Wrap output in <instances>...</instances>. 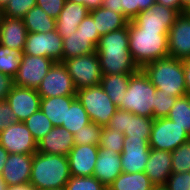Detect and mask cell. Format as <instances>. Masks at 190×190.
I'll use <instances>...</instances> for the list:
<instances>
[{
  "mask_svg": "<svg viewBox=\"0 0 190 190\" xmlns=\"http://www.w3.org/2000/svg\"><path fill=\"white\" fill-rule=\"evenodd\" d=\"M156 3L176 10L178 13L186 12V9L181 4V0H156Z\"/></svg>",
  "mask_w": 190,
  "mask_h": 190,
  "instance_id": "obj_47",
  "label": "cell"
},
{
  "mask_svg": "<svg viewBox=\"0 0 190 190\" xmlns=\"http://www.w3.org/2000/svg\"><path fill=\"white\" fill-rule=\"evenodd\" d=\"M76 98L88 113L90 120L102 127L109 125L111 117L118 109L100 84L77 90Z\"/></svg>",
  "mask_w": 190,
  "mask_h": 190,
  "instance_id": "obj_6",
  "label": "cell"
},
{
  "mask_svg": "<svg viewBox=\"0 0 190 190\" xmlns=\"http://www.w3.org/2000/svg\"><path fill=\"white\" fill-rule=\"evenodd\" d=\"M89 10L83 4L66 1L56 19V31L62 38H68L77 30L78 25L88 15Z\"/></svg>",
  "mask_w": 190,
  "mask_h": 190,
  "instance_id": "obj_23",
  "label": "cell"
},
{
  "mask_svg": "<svg viewBox=\"0 0 190 190\" xmlns=\"http://www.w3.org/2000/svg\"><path fill=\"white\" fill-rule=\"evenodd\" d=\"M27 34L23 19L3 16L0 26V45L23 51Z\"/></svg>",
  "mask_w": 190,
  "mask_h": 190,
  "instance_id": "obj_24",
  "label": "cell"
},
{
  "mask_svg": "<svg viewBox=\"0 0 190 190\" xmlns=\"http://www.w3.org/2000/svg\"><path fill=\"white\" fill-rule=\"evenodd\" d=\"M167 118L183 128L190 136V95L177 98Z\"/></svg>",
  "mask_w": 190,
  "mask_h": 190,
  "instance_id": "obj_32",
  "label": "cell"
},
{
  "mask_svg": "<svg viewBox=\"0 0 190 190\" xmlns=\"http://www.w3.org/2000/svg\"><path fill=\"white\" fill-rule=\"evenodd\" d=\"M33 154H9L1 178L7 187L30 183Z\"/></svg>",
  "mask_w": 190,
  "mask_h": 190,
  "instance_id": "obj_19",
  "label": "cell"
},
{
  "mask_svg": "<svg viewBox=\"0 0 190 190\" xmlns=\"http://www.w3.org/2000/svg\"><path fill=\"white\" fill-rule=\"evenodd\" d=\"M24 123L31 131L32 137L36 142L40 141L54 127L40 109L29 116Z\"/></svg>",
  "mask_w": 190,
  "mask_h": 190,
  "instance_id": "obj_34",
  "label": "cell"
},
{
  "mask_svg": "<svg viewBox=\"0 0 190 190\" xmlns=\"http://www.w3.org/2000/svg\"><path fill=\"white\" fill-rule=\"evenodd\" d=\"M178 14L176 10L156 3L141 11L133 21L143 30H169Z\"/></svg>",
  "mask_w": 190,
  "mask_h": 190,
  "instance_id": "obj_17",
  "label": "cell"
},
{
  "mask_svg": "<svg viewBox=\"0 0 190 190\" xmlns=\"http://www.w3.org/2000/svg\"><path fill=\"white\" fill-rule=\"evenodd\" d=\"M154 184L144 172L121 173L107 190H153Z\"/></svg>",
  "mask_w": 190,
  "mask_h": 190,
  "instance_id": "obj_30",
  "label": "cell"
},
{
  "mask_svg": "<svg viewBox=\"0 0 190 190\" xmlns=\"http://www.w3.org/2000/svg\"><path fill=\"white\" fill-rule=\"evenodd\" d=\"M183 70L188 95H190V59H183Z\"/></svg>",
  "mask_w": 190,
  "mask_h": 190,
  "instance_id": "obj_50",
  "label": "cell"
},
{
  "mask_svg": "<svg viewBox=\"0 0 190 190\" xmlns=\"http://www.w3.org/2000/svg\"><path fill=\"white\" fill-rule=\"evenodd\" d=\"M75 99L76 96L41 98L40 110L44 112L54 127H61L62 123H66L67 109Z\"/></svg>",
  "mask_w": 190,
  "mask_h": 190,
  "instance_id": "obj_26",
  "label": "cell"
},
{
  "mask_svg": "<svg viewBox=\"0 0 190 190\" xmlns=\"http://www.w3.org/2000/svg\"><path fill=\"white\" fill-rule=\"evenodd\" d=\"M7 189V185L4 182V180L0 177V190H6Z\"/></svg>",
  "mask_w": 190,
  "mask_h": 190,
  "instance_id": "obj_54",
  "label": "cell"
},
{
  "mask_svg": "<svg viewBox=\"0 0 190 190\" xmlns=\"http://www.w3.org/2000/svg\"><path fill=\"white\" fill-rule=\"evenodd\" d=\"M36 90L41 98L76 96L77 92L62 62H54Z\"/></svg>",
  "mask_w": 190,
  "mask_h": 190,
  "instance_id": "obj_9",
  "label": "cell"
},
{
  "mask_svg": "<svg viewBox=\"0 0 190 190\" xmlns=\"http://www.w3.org/2000/svg\"><path fill=\"white\" fill-rule=\"evenodd\" d=\"M76 32H80L84 36L90 37L96 45L98 44L100 35L98 30H96L94 19L90 13H88V15L78 25Z\"/></svg>",
  "mask_w": 190,
  "mask_h": 190,
  "instance_id": "obj_43",
  "label": "cell"
},
{
  "mask_svg": "<svg viewBox=\"0 0 190 190\" xmlns=\"http://www.w3.org/2000/svg\"><path fill=\"white\" fill-rule=\"evenodd\" d=\"M15 122L14 114L7 100L0 101V132L9 124Z\"/></svg>",
  "mask_w": 190,
  "mask_h": 190,
  "instance_id": "obj_45",
  "label": "cell"
},
{
  "mask_svg": "<svg viewBox=\"0 0 190 190\" xmlns=\"http://www.w3.org/2000/svg\"><path fill=\"white\" fill-rule=\"evenodd\" d=\"M6 190H37L31 183L18 184L7 187Z\"/></svg>",
  "mask_w": 190,
  "mask_h": 190,
  "instance_id": "obj_52",
  "label": "cell"
},
{
  "mask_svg": "<svg viewBox=\"0 0 190 190\" xmlns=\"http://www.w3.org/2000/svg\"><path fill=\"white\" fill-rule=\"evenodd\" d=\"M62 42V61L64 59L96 52L97 45L90 37L84 36L80 32L75 31L68 38H63Z\"/></svg>",
  "mask_w": 190,
  "mask_h": 190,
  "instance_id": "obj_28",
  "label": "cell"
},
{
  "mask_svg": "<svg viewBox=\"0 0 190 190\" xmlns=\"http://www.w3.org/2000/svg\"><path fill=\"white\" fill-rule=\"evenodd\" d=\"M23 21L28 33H46L56 30V19L50 17L37 5L27 12Z\"/></svg>",
  "mask_w": 190,
  "mask_h": 190,
  "instance_id": "obj_29",
  "label": "cell"
},
{
  "mask_svg": "<svg viewBox=\"0 0 190 190\" xmlns=\"http://www.w3.org/2000/svg\"><path fill=\"white\" fill-rule=\"evenodd\" d=\"M135 73L103 75L100 85L112 102L119 107L123 102V95L128 89L130 77Z\"/></svg>",
  "mask_w": 190,
  "mask_h": 190,
  "instance_id": "obj_27",
  "label": "cell"
},
{
  "mask_svg": "<svg viewBox=\"0 0 190 190\" xmlns=\"http://www.w3.org/2000/svg\"><path fill=\"white\" fill-rule=\"evenodd\" d=\"M153 122V118L142 117L118 108L111 117L108 126L112 130L123 133L125 136H131V138L150 140Z\"/></svg>",
  "mask_w": 190,
  "mask_h": 190,
  "instance_id": "obj_13",
  "label": "cell"
},
{
  "mask_svg": "<svg viewBox=\"0 0 190 190\" xmlns=\"http://www.w3.org/2000/svg\"><path fill=\"white\" fill-rule=\"evenodd\" d=\"M121 173L120 155L111 149L99 148L93 176L108 188Z\"/></svg>",
  "mask_w": 190,
  "mask_h": 190,
  "instance_id": "obj_21",
  "label": "cell"
},
{
  "mask_svg": "<svg viewBox=\"0 0 190 190\" xmlns=\"http://www.w3.org/2000/svg\"><path fill=\"white\" fill-rule=\"evenodd\" d=\"M149 140L125 136L123 151L120 154L123 173H138L145 171L149 158Z\"/></svg>",
  "mask_w": 190,
  "mask_h": 190,
  "instance_id": "obj_14",
  "label": "cell"
},
{
  "mask_svg": "<svg viewBox=\"0 0 190 190\" xmlns=\"http://www.w3.org/2000/svg\"><path fill=\"white\" fill-rule=\"evenodd\" d=\"M154 4L156 0H121V10L129 20H133L141 11Z\"/></svg>",
  "mask_w": 190,
  "mask_h": 190,
  "instance_id": "obj_41",
  "label": "cell"
},
{
  "mask_svg": "<svg viewBox=\"0 0 190 190\" xmlns=\"http://www.w3.org/2000/svg\"><path fill=\"white\" fill-rule=\"evenodd\" d=\"M181 4L187 10L190 6V0H181Z\"/></svg>",
  "mask_w": 190,
  "mask_h": 190,
  "instance_id": "obj_53",
  "label": "cell"
},
{
  "mask_svg": "<svg viewBox=\"0 0 190 190\" xmlns=\"http://www.w3.org/2000/svg\"><path fill=\"white\" fill-rule=\"evenodd\" d=\"M6 100L11 107L15 121L24 122L40 109L41 97L34 88L13 85Z\"/></svg>",
  "mask_w": 190,
  "mask_h": 190,
  "instance_id": "obj_16",
  "label": "cell"
},
{
  "mask_svg": "<svg viewBox=\"0 0 190 190\" xmlns=\"http://www.w3.org/2000/svg\"><path fill=\"white\" fill-rule=\"evenodd\" d=\"M3 18V9L0 8V26Z\"/></svg>",
  "mask_w": 190,
  "mask_h": 190,
  "instance_id": "obj_57",
  "label": "cell"
},
{
  "mask_svg": "<svg viewBox=\"0 0 190 190\" xmlns=\"http://www.w3.org/2000/svg\"><path fill=\"white\" fill-rule=\"evenodd\" d=\"M176 100L177 97H173V95L166 94L164 91L156 88L153 119L167 117Z\"/></svg>",
  "mask_w": 190,
  "mask_h": 190,
  "instance_id": "obj_38",
  "label": "cell"
},
{
  "mask_svg": "<svg viewBox=\"0 0 190 190\" xmlns=\"http://www.w3.org/2000/svg\"><path fill=\"white\" fill-rule=\"evenodd\" d=\"M124 137L123 133L112 130L109 126L102 127L99 148L111 149L120 155L123 151Z\"/></svg>",
  "mask_w": 190,
  "mask_h": 190,
  "instance_id": "obj_37",
  "label": "cell"
},
{
  "mask_svg": "<svg viewBox=\"0 0 190 190\" xmlns=\"http://www.w3.org/2000/svg\"><path fill=\"white\" fill-rule=\"evenodd\" d=\"M142 70L151 83L173 97L188 95L183 70V59L166 57L147 63Z\"/></svg>",
  "mask_w": 190,
  "mask_h": 190,
  "instance_id": "obj_4",
  "label": "cell"
},
{
  "mask_svg": "<svg viewBox=\"0 0 190 190\" xmlns=\"http://www.w3.org/2000/svg\"><path fill=\"white\" fill-rule=\"evenodd\" d=\"M10 0H0V8L3 9Z\"/></svg>",
  "mask_w": 190,
  "mask_h": 190,
  "instance_id": "obj_56",
  "label": "cell"
},
{
  "mask_svg": "<svg viewBox=\"0 0 190 190\" xmlns=\"http://www.w3.org/2000/svg\"><path fill=\"white\" fill-rule=\"evenodd\" d=\"M63 38L57 31L28 33L23 53L31 56L51 58L54 62H62Z\"/></svg>",
  "mask_w": 190,
  "mask_h": 190,
  "instance_id": "obj_10",
  "label": "cell"
},
{
  "mask_svg": "<svg viewBox=\"0 0 190 190\" xmlns=\"http://www.w3.org/2000/svg\"><path fill=\"white\" fill-rule=\"evenodd\" d=\"M65 190H107V188L94 176H71Z\"/></svg>",
  "mask_w": 190,
  "mask_h": 190,
  "instance_id": "obj_39",
  "label": "cell"
},
{
  "mask_svg": "<svg viewBox=\"0 0 190 190\" xmlns=\"http://www.w3.org/2000/svg\"><path fill=\"white\" fill-rule=\"evenodd\" d=\"M156 87L142 69L130 77L123 102L118 107L133 114L153 118Z\"/></svg>",
  "mask_w": 190,
  "mask_h": 190,
  "instance_id": "obj_5",
  "label": "cell"
},
{
  "mask_svg": "<svg viewBox=\"0 0 190 190\" xmlns=\"http://www.w3.org/2000/svg\"><path fill=\"white\" fill-rule=\"evenodd\" d=\"M74 145V135L66 128L56 126L37 142V151L68 156Z\"/></svg>",
  "mask_w": 190,
  "mask_h": 190,
  "instance_id": "obj_20",
  "label": "cell"
},
{
  "mask_svg": "<svg viewBox=\"0 0 190 190\" xmlns=\"http://www.w3.org/2000/svg\"><path fill=\"white\" fill-rule=\"evenodd\" d=\"M71 177L68 156L33 154L30 183L37 190L65 189Z\"/></svg>",
  "mask_w": 190,
  "mask_h": 190,
  "instance_id": "obj_3",
  "label": "cell"
},
{
  "mask_svg": "<svg viewBox=\"0 0 190 190\" xmlns=\"http://www.w3.org/2000/svg\"><path fill=\"white\" fill-rule=\"evenodd\" d=\"M89 13L94 19L96 30H98L100 36L111 31L122 29L126 27L130 21L124 14H118L103 6L91 10Z\"/></svg>",
  "mask_w": 190,
  "mask_h": 190,
  "instance_id": "obj_25",
  "label": "cell"
},
{
  "mask_svg": "<svg viewBox=\"0 0 190 190\" xmlns=\"http://www.w3.org/2000/svg\"><path fill=\"white\" fill-rule=\"evenodd\" d=\"M53 64L51 58L22 53L20 66L14 77V85L37 89Z\"/></svg>",
  "mask_w": 190,
  "mask_h": 190,
  "instance_id": "obj_11",
  "label": "cell"
},
{
  "mask_svg": "<svg viewBox=\"0 0 190 190\" xmlns=\"http://www.w3.org/2000/svg\"><path fill=\"white\" fill-rule=\"evenodd\" d=\"M168 54L170 57L190 59V15L179 13L168 32Z\"/></svg>",
  "mask_w": 190,
  "mask_h": 190,
  "instance_id": "obj_15",
  "label": "cell"
},
{
  "mask_svg": "<svg viewBox=\"0 0 190 190\" xmlns=\"http://www.w3.org/2000/svg\"><path fill=\"white\" fill-rule=\"evenodd\" d=\"M103 75L136 73L140 70L129 52L128 25L101 35L96 46Z\"/></svg>",
  "mask_w": 190,
  "mask_h": 190,
  "instance_id": "obj_1",
  "label": "cell"
},
{
  "mask_svg": "<svg viewBox=\"0 0 190 190\" xmlns=\"http://www.w3.org/2000/svg\"><path fill=\"white\" fill-rule=\"evenodd\" d=\"M8 155L9 153L7 150L2 145H0V177L2 175V170L7 161Z\"/></svg>",
  "mask_w": 190,
  "mask_h": 190,
  "instance_id": "obj_51",
  "label": "cell"
},
{
  "mask_svg": "<svg viewBox=\"0 0 190 190\" xmlns=\"http://www.w3.org/2000/svg\"><path fill=\"white\" fill-rule=\"evenodd\" d=\"M91 122L88 113L82 104L76 98L67 109L66 123H62L61 127L66 128L73 135L83 126Z\"/></svg>",
  "mask_w": 190,
  "mask_h": 190,
  "instance_id": "obj_31",
  "label": "cell"
},
{
  "mask_svg": "<svg viewBox=\"0 0 190 190\" xmlns=\"http://www.w3.org/2000/svg\"><path fill=\"white\" fill-rule=\"evenodd\" d=\"M66 1L83 4L87 7L89 11L97 9L103 4V0H66Z\"/></svg>",
  "mask_w": 190,
  "mask_h": 190,
  "instance_id": "obj_48",
  "label": "cell"
},
{
  "mask_svg": "<svg viewBox=\"0 0 190 190\" xmlns=\"http://www.w3.org/2000/svg\"><path fill=\"white\" fill-rule=\"evenodd\" d=\"M188 140V133L169 118L154 119L149 140L151 149L172 152Z\"/></svg>",
  "mask_w": 190,
  "mask_h": 190,
  "instance_id": "obj_8",
  "label": "cell"
},
{
  "mask_svg": "<svg viewBox=\"0 0 190 190\" xmlns=\"http://www.w3.org/2000/svg\"><path fill=\"white\" fill-rule=\"evenodd\" d=\"M0 145L9 154H34L37 142L24 122L15 121L0 132Z\"/></svg>",
  "mask_w": 190,
  "mask_h": 190,
  "instance_id": "obj_12",
  "label": "cell"
},
{
  "mask_svg": "<svg viewBox=\"0 0 190 190\" xmlns=\"http://www.w3.org/2000/svg\"><path fill=\"white\" fill-rule=\"evenodd\" d=\"M186 12L190 15V6H189L188 9L186 10Z\"/></svg>",
  "mask_w": 190,
  "mask_h": 190,
  "instance_id": "obj_58",
  "label": "cell"
},
{
  "mask_svg": "<svg viewBox=\"0 0 190 190\" xmlns=\"http://www.w3.org/2000/svg\"><path fill=\"white\" fill-rule=\"evenodd\" d=\"M14 85V78L10 75L0 73V101L6 100L7 95Z\"/></svg>",
  "mask_w": 190,
  "mask_h": 190,
  "instance_id": "obj_46",
  "label": "cell"
},
{
  "mask_svg": "<svg viewBox=\"0 0 190 190\" xmlns=\"http://www.w3.org/2000/svg\"><path fill=\"white\" fill-rule=\"evenodd\" d=\"M62 63L69 72L76 90L100 84L103 74L96 52L64 59Z\"/></svg>",
  "mask_w": 190,
  "mask_h": 190,
  "instance_id": "obj_7",
  "label": "cell"
},
{
  "mask_svg": "<svg viewBox=\"0 0 190 190\" xmlns=\"http://www.w3.org/2000/svg\"><path fill=\"white\" fill-rule=\"evenodd\" d=\"M66 0H36V5L42 8L50 17L57 19Z\"/></svg>",
  "mask_w": 190,
  "mask_h": 190,
  "instance_id": "obj_44",
  "label": "cell"
},
{
  "mask_svg": "<svg viewBox=\"0 0 190 190\" xmlns=\"http://www.w3.org/2000/svg\"><path fill=\"white\" fill-rule=\"evenodd\" d=\"M172 156L170 151L151 149L145 164L144 173L155 186L166 185L172 173Z\"/></svg>",
  "mask_w": 190,
  "mask_h": 190,
  "instance_id": "obj_22",
  "label": "cell"
},
{
  "mask_svg": "<svg viewBox=\"0 0 190 190\" xmlns=\"http://www.w3.org/2000/svg\"><path fill=\"white\" fill-rule=\"evenodd\" d=\"M35 5L36 0H10L3 8V16L23 19Z\"/></svg>",
  "mask_w": 190,
  "mask_h": 190,
  "instance_id": "obj_40",
  "label": "cell"
},
{
  "mask_svg": "<svg viewBox=\"0 0 190 190\" xmlns=\"http://www.w3.org/2000/svg\"><path fill=\"white\" fill-rule=\"evenodd\" d=\"M153 190H169L166 185L154 186Z\"/></svg>",
  "mask_w": 190,
  "mask_h": 190,
  "instance_id": "obj_55",
  "label": "cell"
},
{
  "mask_svg": "<svg viewBox=\"0 0 190 190\" xmlns=\"http://www.w3.org/2000/svg\"><path fill=\"white\" fill-rule=\"evenodd\" d=\"M169 30H143L133 20L128 23L129 52L142 69L147 63L169 57Z\"/></svg>",
  "mask_w": 190,
  "mask_h": 190,
  "instance_id": "obj_2",
  "label": "cell"
},
{
  "mask_svg": "<svg viewBox=\"0 0 190 190\" xmlns=\"http://www.w3.org/2000/svg\"><path fill=\"white\" fill-rule=\"evenodd\" d=\"M102 6L118 14H123L121 10V0H103Z\"/></svg>",
  "mask_w": 190,
  "mask_h": 190,
  "instance_id": "obj_49",
  "label": "cell"
},
{
  "mask_svg": "<svg viewBox=\"0 0 190 190\" xmlns=\"http://www.w3.org/2000/svg\"><path fill=\"white\" fill-rule=\"evenodd\" d=\"M23 51L0 45V73L14 78L18 72Z\"/></svg>",
  "mask_w": 190,
  "mask_h": 190,
  "instance_id": "obj_33",
  "label": "cell"
},
{
  "mask_svg": "<svg viewBox=\"0 0 190 190\" xmlns=\"http://www.w3.org/2000/svg\"><path fill=\"white\" fill-rule=\"evenodd\" d=\"M98 154L97 145H74L68 154L71 176H93Z\"/></svg>",
  "mask_w": 190,
  "mask_h": 190,
  "instance_id": "obj_18",
  "label": "cell"
},
{
  "mask_svg": "<svg viewBox=\"0 0 190 190\" xmlns=\"http://www.w3.org/2000/svg\"><path fill=\"white\" fill-rule=\"evenodd\" d=\"M171 156L172 173L190 172V140L172 151Z\"/></svg>",
  "mask_w": 190,
  "mask_h": 190,
  "instance_id": "obj_36",
  "label": "cell"
},
{
  "mask_svg": "<svg viewBox=\"0 0 190 190\" xmlns=\"http://www.w3.org/2000/svg\"><path fill=\"white\" fill-rule=\"evenodd\" d=\"M166 186L169 190H190V172L171 173Z\"/></svg>",
  "mask_w": 190,
  "mask_h": 190,
  "instance_id": "obj_42",
  "label": "cell"
},
{
  "mask_svg": "<svg viewBox=\"0 0 190 190\" xmlns=\"http://www.w3.org/2000/svg\"><path fill=\"white\" fill-rule=\"evenodd\" d=\"M102 126L94 122L83 126L74 134L75 145H97L100 144Z\"/></svg>",
  "mask_w": 190,
  "mask_h": 190,
  "instance_id": "obj_35",
  "label": "cell"
}]
</instances>
